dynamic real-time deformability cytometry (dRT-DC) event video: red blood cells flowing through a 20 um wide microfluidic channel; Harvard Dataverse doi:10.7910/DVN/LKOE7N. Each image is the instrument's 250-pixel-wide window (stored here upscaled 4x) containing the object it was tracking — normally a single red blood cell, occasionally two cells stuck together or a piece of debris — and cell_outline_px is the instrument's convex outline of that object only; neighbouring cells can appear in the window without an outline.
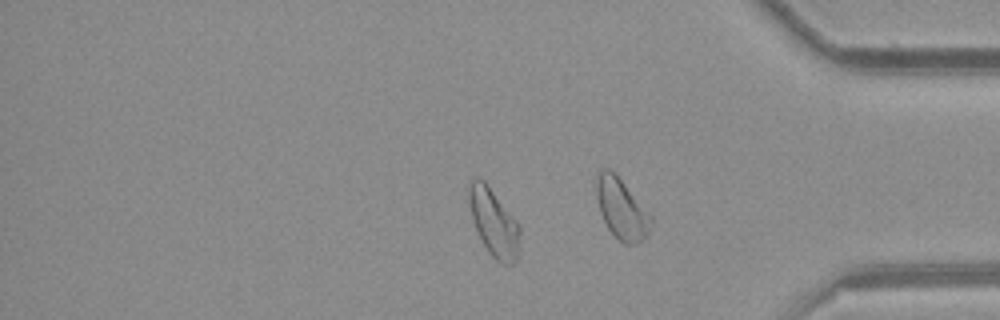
{"species": "common noctule bat (a hibernating species)", "species_latin": "Nyctalus noctula", "temperature_condition": "room temperature", "stored_images_in_passage": 36, "camera_frame_rate_fps": 3000, "um_per_image_px": 0.085, "animal": {"sex": "female", "body_mass_g": 21.9}, "frame": {"image": 1, "passage_image": 26, "time_ms": 8.333, "image_size_px": [1000, 320], "cell_outline_px": [[520, 232], [516, 264], [500, 264], [488, 252], [472, 220], [468, 204], [468, 184], [476, 176], [484, 180], [520, 224]], "centroid_in_image_um": [41.97, 18.9], "position_along_channel_um": 393.2, "area_um2": 20.23}, "authors_computed_cell_mechanics": {"area_um2": 18.6694, "velocity_mm_per_s": 3.8788, "shape_relaxation_time_tau1_ms": null, "shape_relaxation_time_tau2_ms": 2.9299, "deformation_change_tau1": null, "deformation_change_tau2": 0.0891}}